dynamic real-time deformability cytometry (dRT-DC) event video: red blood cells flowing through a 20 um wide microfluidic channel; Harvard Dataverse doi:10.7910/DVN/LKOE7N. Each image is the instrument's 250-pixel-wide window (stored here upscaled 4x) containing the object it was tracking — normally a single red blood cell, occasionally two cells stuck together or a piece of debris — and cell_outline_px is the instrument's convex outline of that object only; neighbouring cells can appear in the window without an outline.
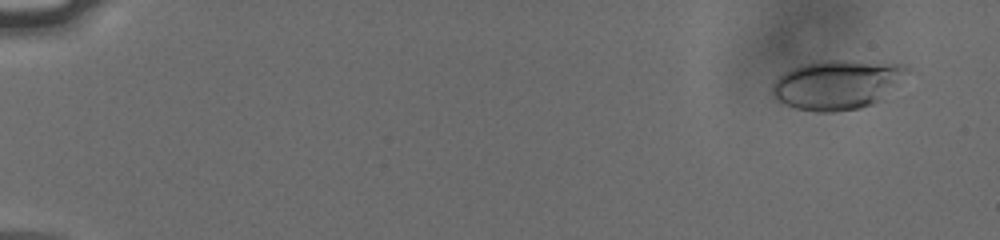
{"species": "human", "species_latin": "Homo sapiens", "temperature_condition": "cold", "stored_images_in_passage": 55, "camera_frame_rate_fps": 3000, "um_per_image_px": 0.085, "donor": {"sex": "male"}, "frame": {"image": 1, "passage_image": 4, "time_ms": 1.0, "image_size_px": [1000, 240], "cell_outline_px": [[912, 68], [880, 100], [872, 104], [860, 108], [832, 112], [816, 112], [796, 108], [780, 100], [772, 92], [772, 84], [784, 72], [792, 68], [804, 64], [832, 60], [844, 60], [908, 64]], "centroid_in_image_um": [71.2, 7.18], "position_along_channel_um": 13.8, "area_um2": 38.32}}
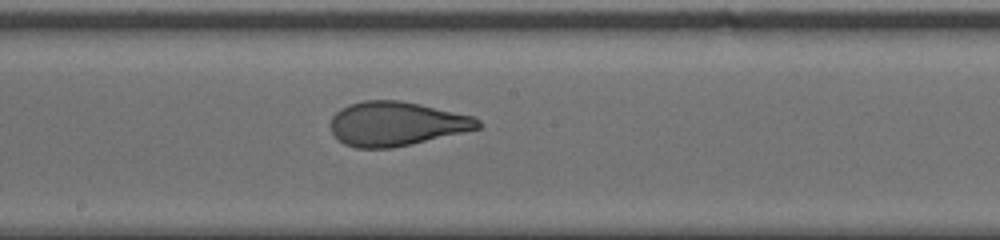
{"frame": {"image": 2, "passage_image": 33, "time_ms": 10.667, "image_size_px": [1000, 240], "cell_outline_px": [[484, 124], [480, 128], [464, 132], [392, 148], [356, 148], [344, 144], [332, 132], [332, 116], [340, 108], [348, 104], [364, 100], [400, 100], [420, 104], [472, 116], [480, 120]], "centroid_in_image_um": [33.69, 10.51], "position_along_channel_um": 214.5, "area_um2": 37.8}}
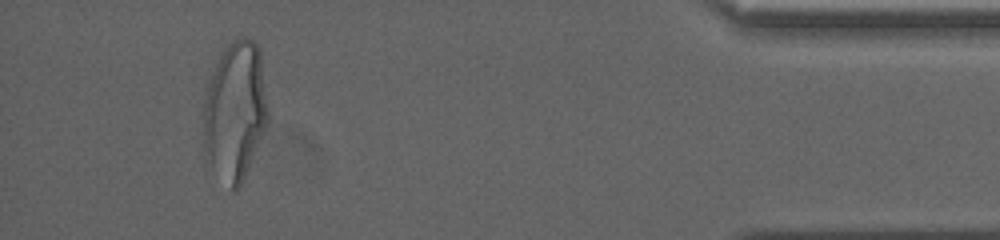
{"frame": {"image": 3, "passage_image": 53, "time_ms": 17.333, "image_size_px": [1000, 240], "cell_outline_px": [[268, 124], [244, 176], [236, 192], [232, 192], [212, 164], [204, 148], [204, 88], [220, 56], [228, 44], [232, 40], [240, 36], [244, 36], [252, 40], [260, 48], [268, 112]], "centroid_in_image_um": [19.99, 9.37], "position_along_channel_um": 415.2, "area_um2": 51.9}}